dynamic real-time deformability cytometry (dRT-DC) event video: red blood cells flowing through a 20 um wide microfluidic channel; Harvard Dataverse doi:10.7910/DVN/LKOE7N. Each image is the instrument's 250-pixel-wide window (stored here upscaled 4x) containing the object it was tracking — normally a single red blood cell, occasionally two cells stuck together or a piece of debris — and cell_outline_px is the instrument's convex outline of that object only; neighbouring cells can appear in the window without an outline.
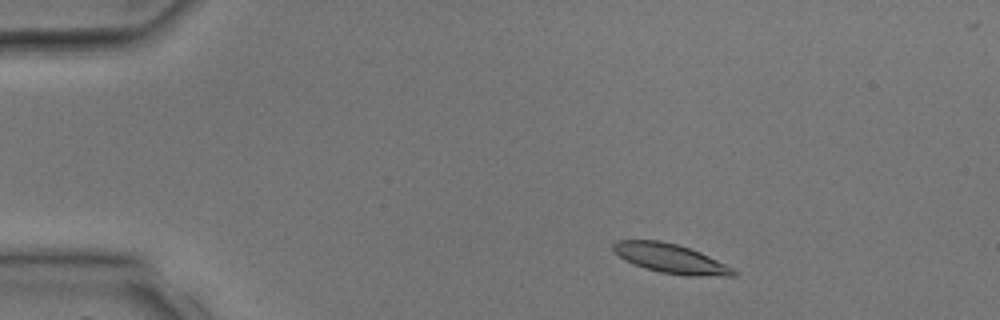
{"species": "common noctule bat (a hibernating species)", "species_latin": "Nyctalus noctula", "temperature_condition": "room temperature", "stored_images_in_passage": 3, "camera_frame_rate_fps": 3000, "um_per_image_px": 0.085, "animal": {"sex": "male", "body_mass_g": 17.9, "forearm_length_mm": 54.2}, "frame": {"image": 1, "passage_image": 1, "time_ms": 0.0, "image_size_px": [1000, 320], "cell_outline_px": [[740, 272], [736, 276], [684, 276], [660, 272], [644, 268], [624, 260], [612, 248], [612, 244], [616, 240], [660, 240], [676, 244], [700, 252]], "centroid_in_image_um": [57.0, 21.98], "position_along_channel_um": 28.0, "area_um2": 20.52}}
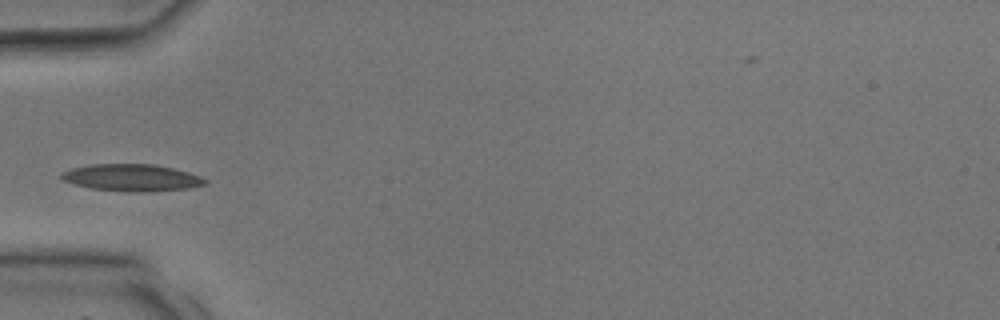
{"frame": {"image": 2, "passage_image": 3, "time_ms": 2.333, "image_size_px": [1000, 320], "cell_outline_px": [[208, 184], [188, 188], [148, 192], [128, 192], [92, 188], [76, 184], [64, 180], [60, 176], [60, 172], [72, 168], [92, 164], [152, 164], [172, 168], [188, 172], [200, 176], [208, 180]], "centroid_in_image_um": [11.23, 15.1], "position_along_channel_um": 73.8, "area_um2": 22.54}}